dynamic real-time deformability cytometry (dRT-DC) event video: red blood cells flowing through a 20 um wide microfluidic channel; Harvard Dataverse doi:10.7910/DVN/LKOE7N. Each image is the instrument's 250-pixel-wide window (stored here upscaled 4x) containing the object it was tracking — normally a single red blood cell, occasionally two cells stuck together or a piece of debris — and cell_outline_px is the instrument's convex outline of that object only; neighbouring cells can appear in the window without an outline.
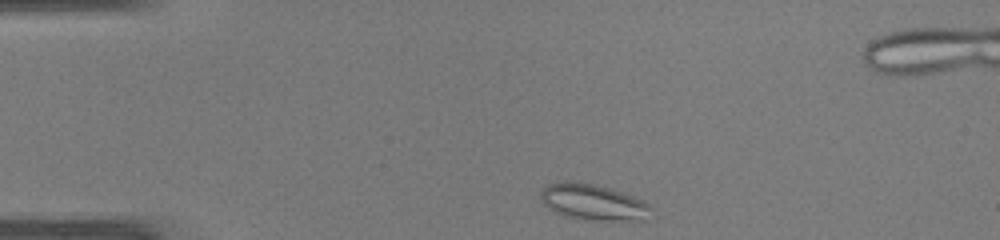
{"species": "common noctule bat (a hibernating species)", "species_latin": "Nyctalus noctula", "temperature_condition": "warm", "stored_images_in_passage": 40, "camera_frame_rate_fps": 3000, "um_per_image_px": 0.085, "animal": {"sex": "male", "body_mass_g": 19.0, "forearm_length_mm": 50.8}, "frame": {"image": 1, "passage_image": 1, "time_ms": 0.0, "image_size_px": [1000, 240], "cell_outline_px": [[652, 208], [644, 220], [584, 220], [568, 216], [556, 212], [548, 208], [540, 200], [540, 192], [548, 184], [560, 180], [568, 180], [592, 184], [612, 188], [644, 200]], "centroid_in_image_um": [50.39, 17.16], "position_along_channel_um": 34.6, "area_um2": 23.29}}
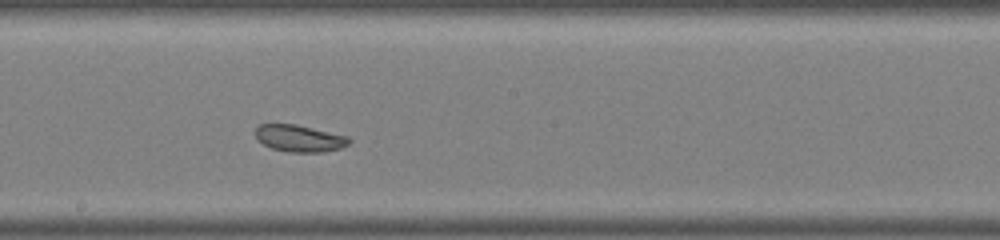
{"frame": {"image": 2, "passage_image": 18, "time_ms": 5.667, "image_size_px": [1000, 240], "cell_outline_px": [[352, 140], [348, 144], [340, 148], [324, 152], [288, 152], [272, 148], [256, 140], [252, 132], [260, 124], [296, 124], [348, 136]], "centroid_in_image_um": [25.41, 11.75], "position_along_channel_um": 222.8, "area_um2": 14.85}}
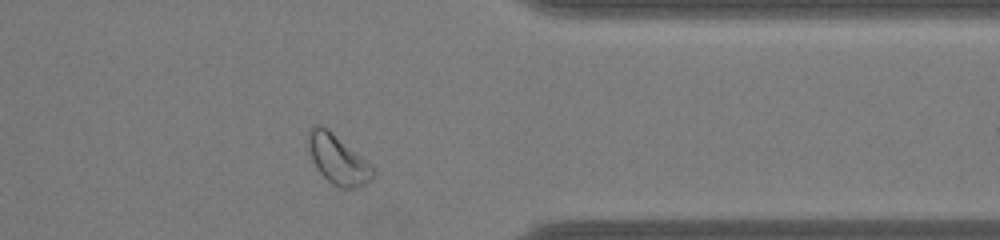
{"frame": {"image": 3, "passage_image": 30, "time_ms": 9.667, "image_size_px": [1000, 240], "cell_outline_px": [[376, 172], [364, 184], [352, 188], [340, 188], [332, 184], [316, 168], [308, 152], [308, 132], [312, 124], [320, 124], [328, 128], [364, 160]], "centroid_in_image_um": [28.63, 13.52], "position_along_channel_um": 382.8, "area_um2": 18.21}}